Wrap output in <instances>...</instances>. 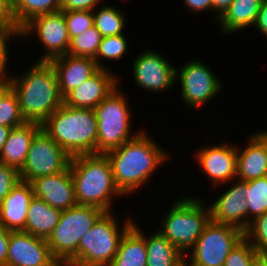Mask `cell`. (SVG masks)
Masks as SVG:
<instances>
[{
    "mask_svg": "<svg viewBox=\"0 0 267 266\" xmlns=\"http://www.w3.org/2000/svg\"><path fill=\"white\" fill-rule=\"evenodd\" d=\"M180 266H189L188 264H187V262H184L182 265H180Z\"/></svg>",
    "mask_w": 267,
    "mask_h": 266,
    "instance_id": "obj_48",
    "label": "cell"
},
{
    "mask_svg": "<svg viewBox=\"0 0 267 266\" xmlns=\"http://www.w3.org/2000/svg\"><path fill=\"white\" fill-rule=\"evenodd\" d=\"M105 155L112 167L114 183L123 196L143 188L157 168L170 159L169 152L163 150L145 129Z\"/></svg>",
    "mask_w": 267,
    "mask_h": 266,
    "instance_id": "obj_1",
    "label": "cell"
},
{
    "mask_svg": "<svg viewBox=\"0 0 267 266\" xmlns=\"http://www.w3.org/2000/svg\"><path fill=\"white\" fill-rule=\"evenodd\" d=\"M244 238L261 256L267 254V212L251 221Z\"/></svg>",
    "mask_w": 267,
    "mask_h": 266,
    "instance_id": "obj_34",
    "label": "cell"
},
{
    "mask_svg": "<svg viewBox=\"0 0 267 266\" xmlns=\"http://www.w3.org/2000/svg\"><path fill=\"white\" fill-rule=\"evenodd\" d=\"M195 196L180 197L162 218L160 232L177 250L187 257L210 222V210L206 202ZM206 205V206H205ZM190 250V251H189Z\"/></svg>",
    "mask_w": 267,
    "mask_h": 266,
    "instance_id": "obj_5",
    "label": "cell"
},
{
    "mask_svg": "<svg viewBox=\"0 0 267 266\" xmlns=\"http://www.w3.org/2000/svg\"><path fill=\"white\" fill-rule=\"evenodd\" d=\"M41 128L70 157L97 154V119L93 109L73 108L63 103Z\"/></svg>",
    "mask_w": 267,
    "mask_h": 266,
    "instance_id": "obj_4",
    "label": "cell"
},
{
    "mask_svg": "<svg viewBox=\"0 0 267 266\" xmlns=\"http://www.w3.org/2000/svg\"><path fill=\"white\" fill-rule=\"evenodd\" d=\"M120 86L93 109L97 119V154H106L120 147L143 130L133 132L129 98Z\"/></svg>",
    "mask_w": 267,
    "mask_h": 266,
    "instance_id": "obj_7",
    "label": "cell"
},
{
    "mask_svg": "<svg viewBox=\"0 0 267 266\" xmlns=\"http://www.w3.org/2000/svg\"><path fill=\"white\" fill-rule=\"evenodd\" d=\"M23 71L11 76L12 89L26 122L42 124L63 104L56 72L50 62H35Z\"/></svg>",
    "mask_w": 267,
    "mask_h": 266,
    "instance_id": "obj_2",
    "label": "cell"
},
{
    "mask_svg": "<svg viewBox=\"0 0 267 266\" xmlns=\"http://www.w3.org/2000/svg\"><path fill=\"white\" fill-rule=\"evenodd\" d=\"M127 40L128 39H126L124 34L103 37L98 52L94 58L98 68L108 69V67L102 63V60L118 61L123 58L129 49Z\"/></svg>",
    "mask_w": 267,
    "mask_h": 266,
    "instance_id": "obj_30",
    "label": "cell"
},
{
    "mask_svg": "<svg viewBox=\"0 0 267 266\" xmlns=\"http://www.w3.org/2000/svg\"><path fill=\"white\" fill-rule=\"evenodd\" d=\"M261 3L262 0H234L217 22L223 34H233L242 28L253 27Z\"/></svg>",
    "mask_w": 267,
    "mask_h": 266,
    "instance_id": "obj_25",
    "label": "cell"
},
{
    "mask_svg": "<svg viewBox=\"0 0 267 266\" xmlns=\"http://www.w3.org/2000/svg\"><path fill=\"white\" fill-rule=\"evenodd\" d=\"M246 201L249 206V225L267 212V176L247 182Z\"/></svg>",
    "mask_w": 267,
    "mask_h": 266,
    "instance_id": "obj_29",
    "label": "cell"
},
{
    "mask_svg": "<svg viewBox=\"0 0 267 266\" xmlns=\"http://www.w3.org/2000/svg\"><path fill=\"white\" fill-rule=\"evenodd\" d=\"M20 181L18 170L0 162V203Z\"/></svg>",
    "mask_w": 267,
    "mask_h": 266,
    "instance_id": "obj_37",
    "label": "cell"
},
{
    "mask_svg": "<svg viewBox=\"0 0 267 266\" xmlns=\"http://www.w3.org/2000/svg\"><path fill=\"white\" fill-rule=\"evenodd\" d=\"M70 171L77 205L113 212L114 199L124 197L114 183L112 167L105 154L71 157Z\"/></svg>",
    "mask_w": 267,
    "mask_h": 266,
    "instance_id": "obj_3",
    "label": "cell"
},
{
    "mask_svg": "<svg viewBox=\"0 0 267 266\" xmlns=\"http://www.w3.org/2000/svg\"><path fill=\"white\" fill-rule=\"evenodd\" d=\"M0 22H15L12 0H0Z\"/></svg>",
    "mask_w": 267,
    "mask_h": 266,
    "instance_id": "obj_42",
    "label": "cell"
},
{
    "mask_svg": "<svg viewBox=\"0 0 267 266\" xmlns=\"http://www.w3.org/2000/svg\"><path fill=\"white\" fill-rule=\"evenodd\" d=\"M246 147L237 149L236 179L251 181L267 176V130L250 134Z\"/></svg>",
    "mask_w": 267,
    "mask_h": 266,
    "instance_id": "obj_19",
    "label": "cell"
},
{
    "mask_svg": "<svg viewBox=\"0 0 267 266\" xmlns=\"http://www.w3.org/2000/svg\"><path fill=\"white\" fill-rule=\"evenodd\" d=\"M104 213L100 208L85 205L61 212L58 224L47 239L50 252L60 266H78L80 240Z\"/></svg>",
    "mask_w": 267,
    "mask_h": 266,
    "instance_id": "obj_6",
    "label": "cell"
},
{
    "mask_svg": "<svg viewBox=\"0 0 267 266\" xmlns=\"http://www.w3.org/2000/svg\"><path fill=\"white\" fill-rule=\"evenodd\" d=\"M6 266H60L47 240L23 231H11Z\"/></svg>",
    "mask_w": 267,
    "mask_h": 266,
    "instance_id": "obj_16",
    "label": "cell"
},
{
    "mask_svg": "<svg viewBox=\"0 0 267 266\" xmlns=\"http://www.w3.org/2000/svg\"><path fill=\"white\" fill-rule=\"evenodd\" d=\"M212 145V146H211ZM207 144L196 149L194 160L205 173L213 188L227 186L228 182L236 179L237 149L229 142ZM234 145V146H233ZM225 184V185H224Z\"/></svg>",
    "mask_w": 267,
    "mask_h": 266,
    "instance_id": "obj_14",
    "label": "cell"
},
{
    "mask_svg": "<svg viewBox=\"0 0 267 266\" xmlns=\"http://www.w3.org/2000/svg\"><path fill=\"white\" fill-rule=\"evenodd\" d=\"M112 69H99L91 78L70 91L63 103L73 108L94 109L119 85V76Z\"/></svg>",
    "mask_w": 267,
    "mask_h": 266,
    "instance_id": "obj_17",
    "label": "cell"
},
{
    "mask_svg": "<svg viewBox=\"0 0 267 266\" xmlns=\"http://www.w3.org/2000/svg\"><path fill=\"white\" fill-rule=\"evenodd\" d=\"M12 128L0 126V151L3 148V145L5 144L6 140L8 139L9 133Z\"/></svg>",
    "mask_w": 267,
    "mask_h": 266,
    "instance_id": "obj_45",
    "label": "cell"
},
{
    "mask_svg": "<svg viewBox=\"0 0 267 266\" xmlns=\"http://www.w3.org/2000/svg\"><path fill=\"white\" fill-rule=\"evenodd\" d=\"M102 38V34L92 26L70 40L68 55L95 58Z\"/></svg>",
    "mask_w": 267,
    "mask_h": 266,
    "instance_id": "obj_31",
    "label": "cell"
},
{
    "mask_svg": "<svg viewBox=\"0 0 267 266\" xmlns=\"http://www.w3.org/2000/svg\"><path fill=\"white\" fill-rule=\"evenodd\" d=\"M16 93L11 89L0 101V126L18 127L25 124Z\"/></svg>",
    "mask_w": 267,
    "mask_h": 266,
    "instance_id": "obj_32",
    "label": "cell"
},
{
    "mask_svg": "<svg viewBox=\"0 0 267 266\" xmlns=\"http://www.w3.org/2000/svg\"><path fill=\"white\" fill-rule=\"evenodd\" d=\"M253 28H256L258 32L267 38V0H262Z\"/></svg>",
    "mask_w": 267,
    "mask_h": 266,
    "instance_id": "obj_41",
    "label": "cell"
},
{
    "mask_svg": "<svg viewBox=\"0 0 267 266\" xmlns=\"http://www.w3.org/2000/svg\"><path fill=\"white\" fill-rule=\"evenodd\" d=\"M61 212L45 201L33 197L29 204L26 225L22 231L47 240L58 224Z\"/></svg>",
    "mask_w": 267,
    "mask_h": 266,
    "instance_id": "obj_24",
    "label": "cell"
},
{
    "mask_svg": "<svg viewBox=\"0 0 267 266\" xmlns=\"http://www.w3.org/2000/svg\"><path fill=\"white\" fill-rule=\"evenodd\" d=\"M33 197L31 183L20 181L0 203V223L8 230L22 231Z\"/></svg>",
    "mask_w": 267,
    "mask_h": 266,
    "instance_id": "obj_21",
    "label": "cell"
},
{
    "mask_svg": "<svg viewBox=\"0 0 267 266\" xmlns=\"http://www.w3.org/2000/svg\"><path fill=\"white\" fill-rule=\"evenodd\" d=\"M21 38H38L44 46L45 53L37 62H50L51 60L68 54L70 38L67 31L64 11L41 14L33 17L20 30Z\"/></svg>",
    "mask_w": 267,
    "mask_h": 266,
    "instance_id": "obj_12",
    "label": "cell"
},
{
    "mask_svg": "<svg viewBox=\"0 0 267 266\" xmlns=\"http://www.w3.org/2000/svg\"><path fill=\"white\" fill-rule=\"evenodd\" d=\"M40 129L41 124L34 122L12 128L0 151V162L20 171L25 164L30 143Z\"/></svg>",
    "mask_w": 267,
    "mask_h": 266,
    "instance_id": "obj_22",
    "label": "cell"
},
{
    "mask_svg": "<svg viewBox=\"0 0 267 266\" xmlns=\"http://www.w3.org/2000/svg\"><path fill=\"white\" fill-rule=\"evenodd\" d=\"M155 50L146 49L134 59L132 66L133 83L147 93H162L176 85V66Z\"/></svg>",
    "mask_w": 267,
    "mask_h": 266,
    "instance_id": "obj_13",
    "label": "cell"
},
{
    "mask_svg": "<svg viewBox=\"0 0 267 266\" xmlns=\"http://www.w3.org/2000/svg\"><path fill=\"white\" fill-rule=\"evenodd\" d=\"M20 28L15 22H0V73H5L8 70V60L10 58V46L8 43L11 40L21 39Z\"/></svg>",
    "mask_w": 267,
    "mask_h": 266,
    "instance_id": "obj_35",
    "label": "cell"
},
{
    "mask_svg": "<svg viewBox=\"0 0 267 266\" xmlns=\"http://www.w3.org/2000/svg\"><path fill=\"white\" fill-rule=\"evenodd\" d=\"M50 63L56 72L63 98L99 70L94 58L90 57L66 54L51 60Z\"/></svg>",
    "mask_w": 267,
    "mask_h": 266,
    "instance_id": "obj_20",
    "label": "cell"
},
{
    "mask_svg": "<svg viewBox=\"0 0 267 266\" xmlns=\"http://www.w3.org/2000/svg\"><path fill=\"white\" fill-rule=\"evenodd\" d=\"M11 73H0V101L12 89Z\"/></svg>",
    "mask_w": 267,
    "mask_h": 266,
    "instance_id": "obj_44",
    "label": "cell"
},
{
    "mask_svg": "<svg viewBox=\"0 0 267 266\" xmlns=\"http://www.w3.org/2000/svg\"><path fill=\"white\" fill-rule=\"evenodd\" d=\"M255 266H267V262L263 258H261Z\"/></svg>",
    "mask_w": 267,
    "mask_h": 266,
    "instance_id": "obj_46",
    "label": "cell"
},
{
    "mask_svg": "<svg viewBox=\"0 0 267 266\" xmlns=\"http://www.w3.org/2000/svg\"><path fill=\"white\" fill-rule=\"evenodd\" d=\"M71 157L42 128L33 137L20 180L31 183L34 179L65 171Z\"/></svg>",
    "mask_w": 267,
    "mask_h": 266,
    "instance_id": "obj_11",
    "label": "cell"
},
{
    "mask_svg": "<svg viewBox=\"0 0 267 266\" xmlns=\"http://www.w3.org/2000/svg\"><path fill=\"white\" fill-rule=\"evenodd\" d=\"M31 185L34 197L53 208L63 211L77 205L70 166L65 171L34 179Z\"/></svg>",
    "mask_w": 267,
    "mask_h": 266,
    "instance_id": "obj_18",
    "label": "cell"
},
{
    "mask_svg": "<svg viewBox=\"0 0 267 266\" xmlns=\"http://www.w3.org/2000/svg\"><path fill=\"white\" fill-rule=\"evenodd\" d=\"M127 218L120 227L117 215L105 212L82 236L78 246V266H109L121 238L135 221Z\"/></svg>",
    "mask_w": 267,
    "mask_h": 266,
    "instance_id": "obj_8",
    "label": "cell"
},
{
    "mask_svg": "<svg viewBox=\"0 0 267 266\" xmlns=\"http://www.w3.org/2000/svg\"><path fill=\"white\" fill-rule=\"evenodd\" d=\"M262 258L267 262V254L262 256Z\"/></svg>",
    "mask_w": 267,
    "mask_h": 266,
    "instance_id": "obj_47",
    "label": "cell"
},
{
    "mask_svg": "<svg viewBox=\"0 0 267 266\" xmlns=\"http://www.w3.org/2000/svg\"><path fill=\"white\" fill-rule=\"evenodd\" d=\"M221 81L214 71L200 60H190L180 69L176 67L175 82L181 84H179L180 98L188 107L187 109L200 108L217 97L223 92Z\"/></svg>",
    "mask_w": 267,
    "mask_h": 266,
    "instance_id": "obj_10",
    "label": "cell"
},
{
    "mask_svg": "<svg viewBox=\"0 0 267 266\" xmlns=\"http://www.w3.org/2000/svg\"><path fill=\"white\" fill-rule=\"evenodd\" d=\"M10 233H11V230L6 229L0 223V265L1 266H6Z\"/></svg>",
    "mask_w": 267,
    "mask_h": 266,
    "instance_id": "obj_39",
    "label": "cell"
},
{
    "mask_svg": "<svg viewBox=\"0 0 267 266\" xmlns=\"http://www.w3.org/2000/svg\"><path fill=\"white\" fill-rule=\"evenodd\" d=\"M243 238L242 230L210 220L185 262L189 266H223L229 252Z\"/></svg>",
    "mask_w": 267,
    "mask_h": 266,
    "instance_id": "obj_9",
    "label": "cell"
},
{
    "mask_svg": "<svg viewBox=\"0 0 267 266\" xmlns=\"http://www.w3.org/2000/svg\"><path fill=\"white\" fill-rule=\"evenodd\" d=\"M103 0H61V11H93Z\"/></svg>",
    "mask_w": 267,
    "mask_h": 266,
    "instance_id": "obj_38",
    "label": "cell"
},
{
    "mask_svg": "<svg viewBox=\"0 0 267 266\" xmlns=\"http://www.w3.org/2000/svg\"><path fill=\"white\" fill-rule=\"evenodd\" d=\"M261 258L259 252L243 238L229 252L223 266H255Z\"/></svg>",
    "mask_w": 267,
    "mask_h": 266,
    "instance_id": "obj_33",
    "label": "cell"
},
{
    "mask_svg": "<svg viewBox=\"0 0 267 266\" xmlns=\"http://www.w3.org/2000/svg\"><path fill=\"white\" fill-rule=\"evenodd\" d=\"M146 261L145 232L134 221L121 238L117 253L109 266H146Z\"/></svg>",
    "mask_w": 267,
    "mask_h": 266,
    "instance_id": "obj_23",
    "label": "cell"
},
{
    "mask_svg": "<svg viewBox=\"0 0 267 266\" xmlns=\"http://www.w3.org/2000/svg\"><path fill=\"white\" fill-rule=\"evenodd\" d=\"M151 233H145L146 266H180L185 262V257L160 232Z\"/></svg>",
    "mask_w": 267,
    "mask_h": 266,
    "instance_id": "obj_26",
    "label": "cell"
},
{
    "mask_svg": "<svg viewBox=\"0 0 267 266\" xmlns=\"http://www.w3.org/2000/svg\"><path fill=\"white\" fill-rule=\"evenodd\" d=\"M64 15L70 40L94 26L93 11H67Z\"/></svg>",
    "mask_w": 267,
    "mask_h": 266,
    "instance_id": "obj_36",
    "label": "cell"
},
{
    "mask_svg": "<svg viewBox=\"0 0 267 266\" xmlns=\"http://www.w3.org/2000/svg\"><path fill=\"white\" fill-rule=\"evenodd\" d=\"M93 10L94 26L103 37L124 34L125 16L123 11L112 5H99Z\"/></svg>",
    "mask_w": 267,
    "mask_h": 266,
    "instance_id": "obj_28",
    "label": "cell"
},
{
    "mask_svg": "<svg viewBox=\"0 0 267 266\" xmlns=\"http://www.w3.org/2000/svg\"><path fill=\"white\" fill-rule=\"evenodd\" d=\"M229 189L218 196L210 205L211 221L234 226L243 232L249 227V206L246 201L247 182L234 179Z\"/></svg>",
    "mask_w": 267,
    "mask_h": 266,
    "instance_id": "obj_15",
    "label": "cell"
},
{
    "mask_svg": "<svg viewBox=\"0 0 267 266\" xmlns=\"http://www.w3.org/2000/svg\"><path fill=\"white\" fill-rule=\"evenodd\" d=\"M233 1L234 0H212V12H216L215 19L217 21L215 22L219 21V18L227 11Z\"/></svg>",
    "mask_w": 267,
    "mask_h": 266,
    "instance_id": "obj_43",
    "label": "cell"
},
{
    "mask_svg": "<svg viewBox=\"0 0 267 266\" xmlns=\"http://www.w3.org/2000/svg\"><path fill=\"white\" fill-rule=\"evenodd\" d=\"M185 9L193 13H202V11L212 12V0H184Z\"/></svg>",
    "mask_w": 267,
    "mask_h": 266,
    "instance_id": "obj_40",
    "label": "cell"
},
{
    "mask_svg": "<svg viewBox=\"0 0 267 266\" xmlns=\"http://www.w3.org/2000/svg\"><path fill=\"white\" fill-rule=\"evenodd\" d=\"M16 25L21 29L33 17L61 11V0H12Z\"/></svg>",
    "mask_w": 267,
    "mask_h": 266,
    "instance_id": "obj_27",
    "label": "cell"
}]
</instances>
